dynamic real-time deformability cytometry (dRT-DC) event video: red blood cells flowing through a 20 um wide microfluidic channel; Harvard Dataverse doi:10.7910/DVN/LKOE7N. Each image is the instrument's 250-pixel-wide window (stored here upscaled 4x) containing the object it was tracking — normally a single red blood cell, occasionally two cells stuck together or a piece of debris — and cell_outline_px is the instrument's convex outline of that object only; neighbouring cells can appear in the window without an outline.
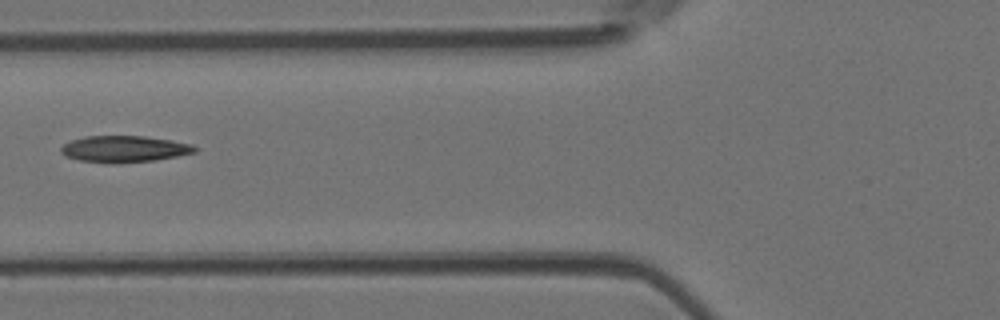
{"species": "Egyptian fruit bat (a non-hibernating species)", "species_latin": "Rousettus aegyptiacus", "temperature_condition": "room temperature", "stored_images_in_passage": 4, "camera_frame_rate_fps": 3000, "um_per_image_px": 0.085, "animal": {"sex": "female"}, "frame": {"image": 1, "passage_image": 3, "time_ms": 0.667, "image_size_px": [1000, 320], "cell_outline_px": [[196, 152], [156, 160], [80, 160], [64, 156], [60, 152], [60, 148], [64, 144], [72, 140], [84, 136], [144, 136], [172, 140], [192, 144], [196, 148]], "centroid_in_image_um": [10.58, 12.61], "position_along_channel_um": 115.2, "area_um2": 19.65}}
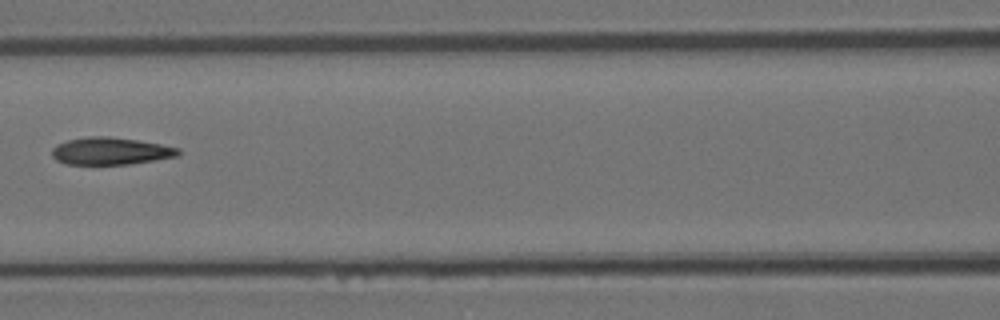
{"frame": {"image": 2, "passage_image": 4, "time_ms": 1.0, "image_size_px": [1000, 320], "cell_outline_px": [[180, 156], [128, 164], [64, 164], [56, 160], [52, 156], [52, 148], [56, 144], [68, 140], [88, 136], [108, 136], [136, 140], [160, 144], [180, 148]], "centroid_in_image_um": [9.39, 12.84], "position_along_channel_um": 157.2, "area_um2": 20.11}}